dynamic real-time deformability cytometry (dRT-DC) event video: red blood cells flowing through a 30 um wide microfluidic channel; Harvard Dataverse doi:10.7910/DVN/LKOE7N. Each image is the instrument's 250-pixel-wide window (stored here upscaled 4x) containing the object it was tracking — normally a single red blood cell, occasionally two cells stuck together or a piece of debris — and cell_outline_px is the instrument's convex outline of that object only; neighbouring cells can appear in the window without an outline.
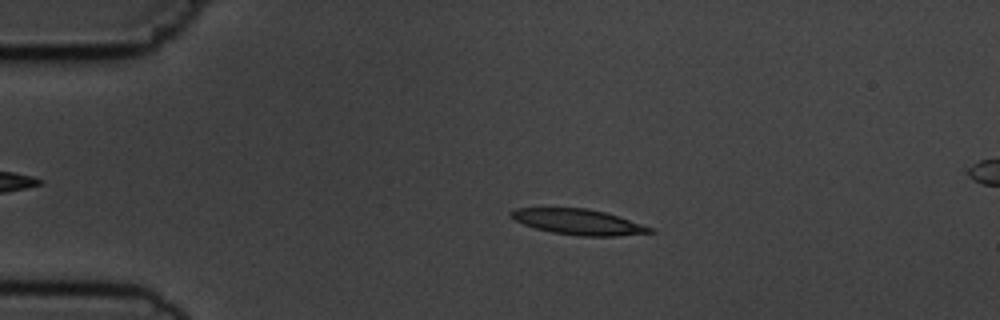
{"species": "common noctule bat (a hibernating species)", "species_latin": "Nyctalus noctula", "temperature_condition": "cold", "stored_images_in_passage": 4, "camera_frame_rate_fps": 3000, "um_per_image_px": 0.085, "animal": {"sex": "male", "body_mass_g": 19.5, "forearm_length_mm": 54.6}, "frame": {"image": 1, "passage_image": 2, "time_ms": 1.333, "image_size_px": [1000, 320], "cell_outline_px": [[656, 232], [616, 236], [576, 236], [552, 232], [536, 228], [524, 224], [508, 216], [508, 212], [516, 208], [588, 208], [604, 212], [652, 228]], "centroid_in_image_um": [49.11, 18.86], "position_along_channel_um": 35.9, "area_um2": 20.46}}